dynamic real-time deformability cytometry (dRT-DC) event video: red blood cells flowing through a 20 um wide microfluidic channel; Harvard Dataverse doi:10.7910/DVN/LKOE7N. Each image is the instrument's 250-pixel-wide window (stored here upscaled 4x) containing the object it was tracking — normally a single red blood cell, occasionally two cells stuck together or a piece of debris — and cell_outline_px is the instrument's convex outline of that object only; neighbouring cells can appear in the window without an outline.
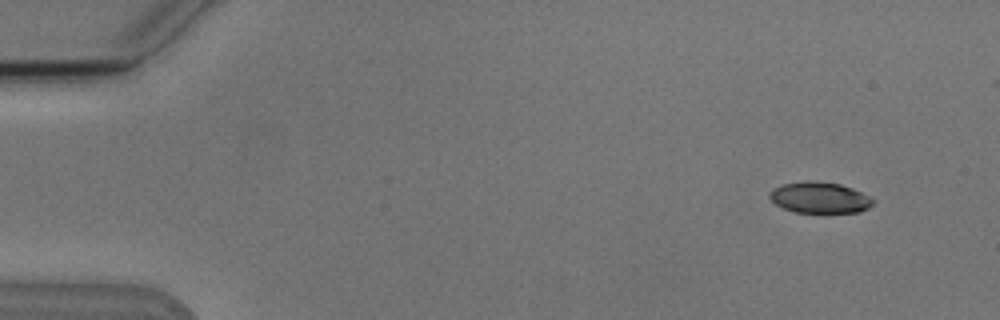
{"species": "Egyptian fruit bat (a non-hibernating species)", "species_latin": "Rousettus aegyptiacus", "temperature_condition": "cold", "stored_images_in_passage": 6, "camera_frame_rate_fps": 3000, "um_per_image_px": 0.085, "animal": {"sex": "male"}, "frame": {"image": 1, "passage_image": 1, "time_ms": 0.0, "image_size_px": [1000, 320], "cell_outline_px": [[876, 200], [868, 208], [860, 212], [796, 212], [784, 208], [776, 204], [768, 196], [768, 192], [772, 188], [784, 184], [804, 180], [816, 180], [840, 184], [852, 188]], "centroid_in_image_um": [69.65, 16.78], "position_along_channel_um": 15.3, "area_um2": 18.79}}